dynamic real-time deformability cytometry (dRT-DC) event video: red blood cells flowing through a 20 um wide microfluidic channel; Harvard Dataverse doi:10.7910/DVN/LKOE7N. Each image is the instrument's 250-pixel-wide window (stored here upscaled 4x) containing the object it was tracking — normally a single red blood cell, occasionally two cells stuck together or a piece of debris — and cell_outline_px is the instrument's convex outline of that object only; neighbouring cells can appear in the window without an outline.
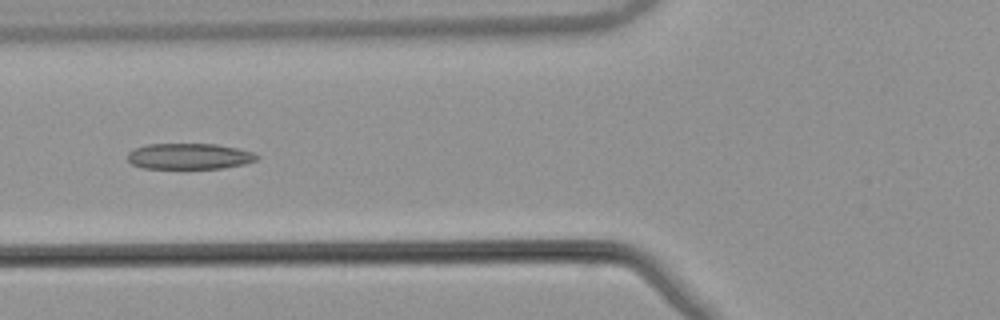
{"species": "common noctule bat (a hibernating species)", "species_latin": "Nyctalus noctula", "temperature_condition": "warm", "stored_images_in_passage": 39, "camera_frame_rate_fps": 3000, "um_per_image_px": 0.085, "animal": {"sex": "male", "body_mass_g": 21.5, "forearm_length_mm": 52.0}, "frame": {"image": 1, "passage_image": 6, "time_ms": 1.667, "image_size_px": [1000, 320], "cell_outline_px": [[260, 156], [256, 160], [244, 164], [220, 168], [144, 168], [132, 164], [128, 160], [128, 152], [136, 148], [148, 144], [216, 144], [236, 148], [252, 152]], "centroid_in_image_um": [16.09, 13.28], "position_along_channel_um": 109.7, "area_um2": 19.31}}
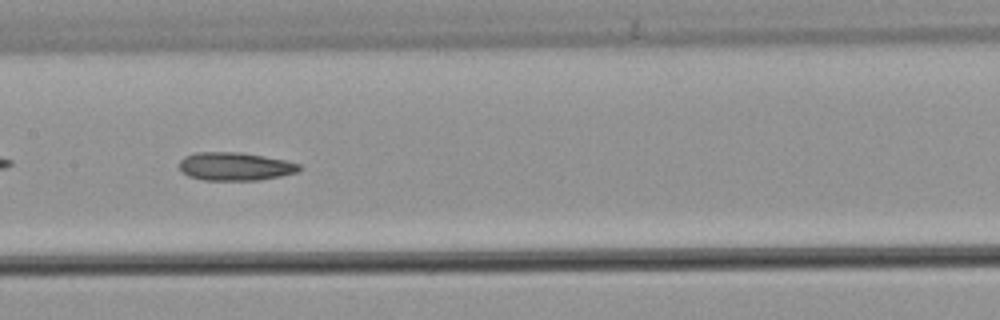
{"frame": {"image": 2, "passage_image": 12, "time_ms": 3.667, "image_size_px": [1000, 320], "cell_outline_px": [[304, 168], [296, 172], [280, 176], [260, 180], [204, 180], [188, 176], [180, 168], [180, 160], [184, 156], [196, 152], [240, 152], [264, 156], [284, 160], [300, 164]], "centroid_in_image_um": [19.99, 14.14], "position_along_channel_um": 187.4, "area_um2": 19.71}}
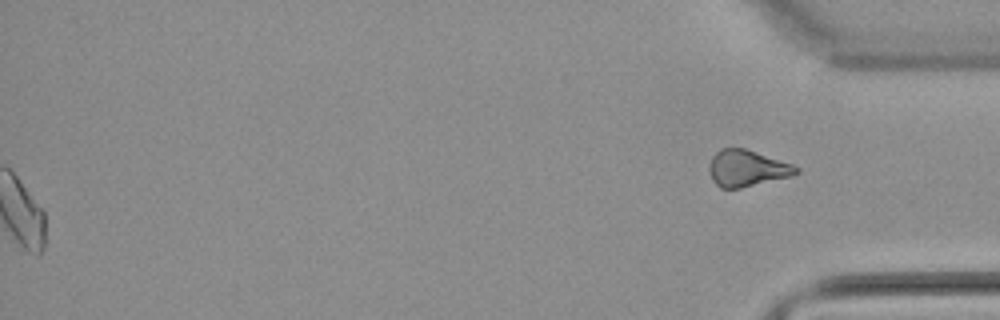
{"frame": {"image": 3, "passage_image": 39, "time_ms": 12.667, "image_size_px": [1000, 320], "cell_outline_px": [[800, 172], [792, 176], [740, 188], [720, 188], [712, 180], [708, 168], [712, 156], [720, 148], [744, 148], [792, 164], [800, 168]], "centroid_in_image_um": [63.48, 14.31], "position_along_channel_um": 371.7, "area_um2": 18.44}}